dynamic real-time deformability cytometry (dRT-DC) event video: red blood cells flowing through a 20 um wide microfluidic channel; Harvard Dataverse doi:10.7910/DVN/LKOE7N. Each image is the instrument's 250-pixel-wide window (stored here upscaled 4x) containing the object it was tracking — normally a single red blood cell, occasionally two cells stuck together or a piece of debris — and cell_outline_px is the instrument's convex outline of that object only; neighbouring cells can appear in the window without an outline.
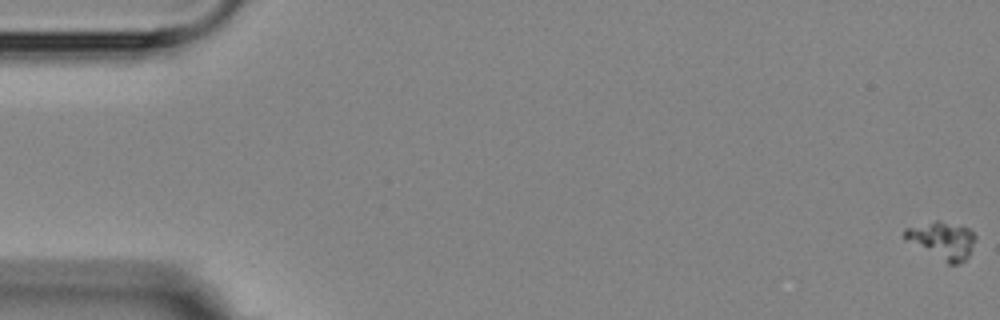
{"species": "Egyptian fruit bat (a non-hibernating species)", "species_latin": "Rousettus aegyptiacus", "temperature_condition": "room temperature", "stored_images_in_passage": 9, "segment_of_instrument_passage": [1, 2], "camera_frame_rate_fps": 3000, "um_per_image_px": 0.085, "animal": {"sex": "female"}, "frame": {"image": 1, "passage_image": 1, "time_ms": 0.0, "image_size_px": [1000, 320], "cell_outline_px": [[976, 240], [968, 256], [964, 260], [956, 264], [948, 264], [904, 240], [904, 228], [936, 220], [940, 220], [968, 228], [976, 236]], "centroid_in_image_um": [80.07, 20.42], "position_along_channel_um": 4.9, "area_um2": 15.43}}
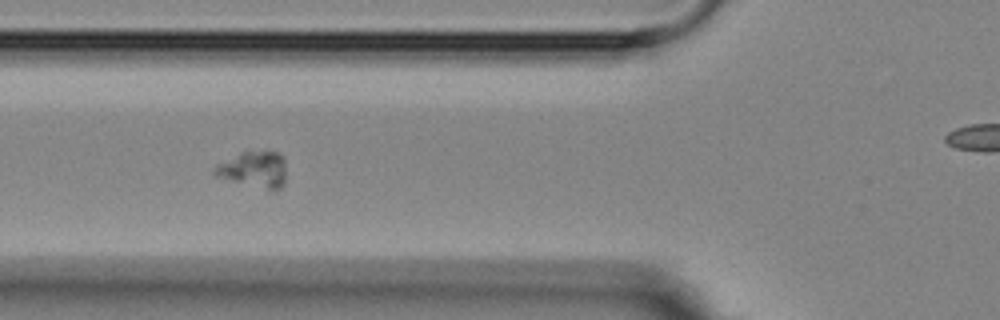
{"frame": {"image": 2, "passage_image": 7, "time_ms": 7.0, "image_size_px": [1000, 320], "cell_outline_px": [[284, 184], [276, 192], [272, 192], [216, 176], [212, 172], [212, 168], [216, 164], [240, 152], [276, 152], [284, 156]], "centroid_in_image_um": [21.57, 14.44], "position_along_channel_um": 104.2, "area_um2": 15.26}}
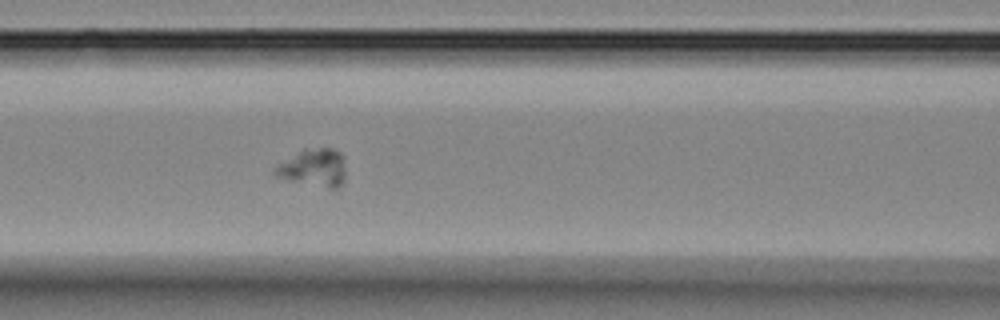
{"frame": {"image": 3, "passage_image": 8, "time_ms": 8.0, "image_size_px": [1000, 320], "cell_outline_px": [[344, 180], [336, 188], [328, 188], [276, 176], [272, 172], [272, 168], [304, 148], [332, 148], [340, 152], [344, 156]], "centroid_in_image_um": [26.67, 14.23], "position_along_channel_um": 139.9, "area_um2": 15.32}}